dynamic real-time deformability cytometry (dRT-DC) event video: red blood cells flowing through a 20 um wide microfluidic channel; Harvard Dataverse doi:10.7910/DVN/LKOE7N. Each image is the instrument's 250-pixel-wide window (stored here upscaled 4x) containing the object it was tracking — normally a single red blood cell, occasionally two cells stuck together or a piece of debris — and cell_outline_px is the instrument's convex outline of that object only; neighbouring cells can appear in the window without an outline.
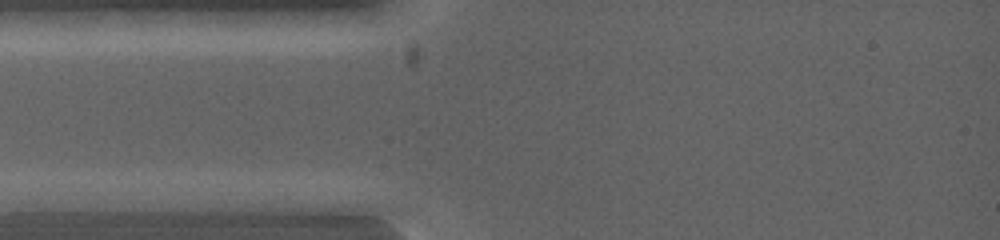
{"species": "common noctule bat (a hibernating species)", "species_latin": "Nyctalus noctula", "temperature_condition": "warm", "stored_images_in_passage": 2, "segment_of_instrument_passage": [1, 2], "camera_frame_rate_fps": 5000, "um_per_image_px": 0.085, "animal": {"sex": "female", "body_mass_g": 19.0, "forearm_length_mm": 53.3}, "frame": {"image": 1, "passage_image": 1, "time_ms": 0.0, "image_size_px": [1000, 240], "cell_outline_px": [[120, 200], [96, 212], [16, 212], [12, 200], [68, 192], [120, 192]], "centroid_in_image_um": [5.73, 17.2], "position_along_channel_um": 79.3, "area_um2": 12.77}}